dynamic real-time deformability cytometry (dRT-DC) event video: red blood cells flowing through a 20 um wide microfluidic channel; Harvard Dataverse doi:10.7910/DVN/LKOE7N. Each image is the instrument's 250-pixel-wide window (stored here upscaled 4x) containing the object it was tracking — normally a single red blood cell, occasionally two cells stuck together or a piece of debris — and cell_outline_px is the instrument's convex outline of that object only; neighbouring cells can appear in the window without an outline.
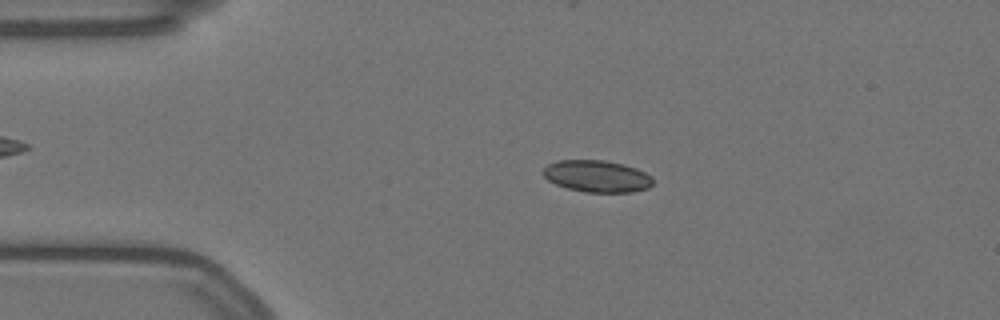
{"species": "Egyptian fruit bat (a non-hibernating species)", "species_latin": "Rousettus aegyptiacus", "temperature_condition": "warm", "stored_images_in_passage": 57, "camera_frame_rate_fps": 3000, "um_per_image_px": 0.085, "animal": {"sex": "female"}, "frame": {"image": 1, "passage_image": 11, "time_ms": 3.333, "image_size_px": [1000, 320], "cell_outline_px": [[652, 184], [648, 188], [632, 192], [588, 192], [568, 188], [556, 184], [548, 180], [544, 176], [544, 168], [548, 164], [556, 160], [604, 160], [624, 164], [636, 168], [652, 176]], "centroid_in_image_um": [50.75, 14.97], "position_along_channel_um": 34.2, "area_um2": 20.29}}
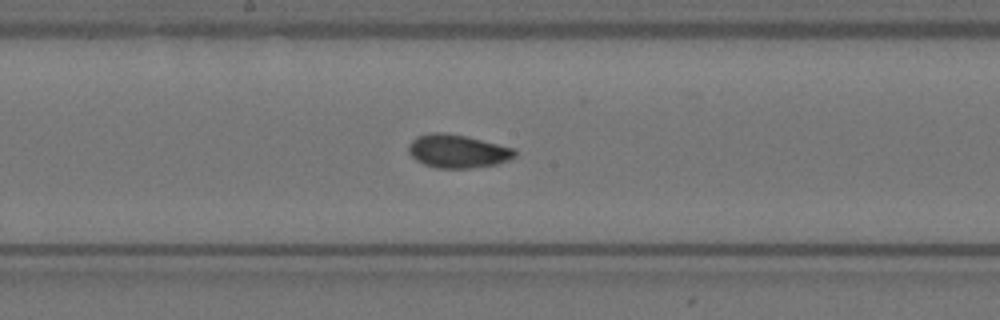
{"frame": {"image": 2, "passage_image": 29, "time_ms": 9.333, "image_size_px": [1000, 320], "cell_outline_px": [[516, 156], [508, 160], [496, 164], [468, 168], [436, 168], [424, 164], [416, 160], [408, 152], [408, 144], [416, 136], [428, 132], [444, 132], [468, 136], [516, 148]], "centroid_in_image_um": [38.89, 12.83], "position_along_channel_um": 209.3, "area_um2": 20.92}}
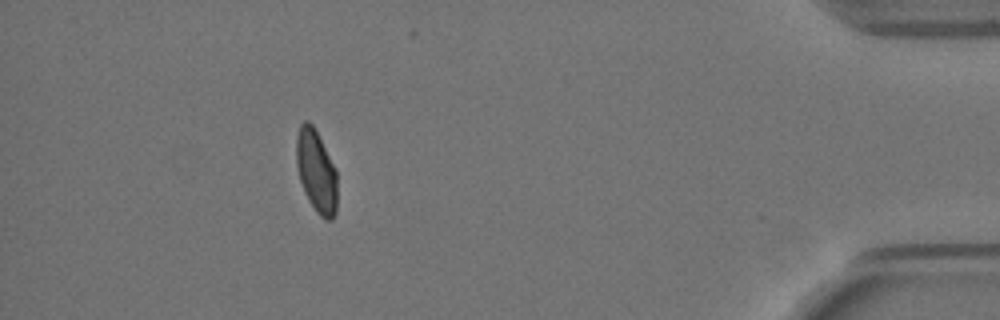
{"frame": {"image": 3, "passage_image": 51, "time_ms": 16.667, "image_size_px": [1000, 320], "cell_outline_px": [[336, 212], [332, 220], [324, 220], [316, 212], [308, 200], [304, 192], [300, 180], [296, 164], [296, 136], [300, 124], [304, 120], [308, 120], [312, 124], [336, 168]], "centroid_in_image_um": [26.87, 14.56], "position_along_channel_um": 408.3, "area_um2": 19.77}, "authors_computed_cell_mechanics": {"area_um2": 20.1144, "velocity_mm_per_s": 3.5007, "shape_relaxation_time_tau1_ms": 7.416, "shape_relaxation_time_tau2_ms": 2.4041, "deformation_change_tau1": 0.1803, "deformation_change_tau2": 0.0352}}